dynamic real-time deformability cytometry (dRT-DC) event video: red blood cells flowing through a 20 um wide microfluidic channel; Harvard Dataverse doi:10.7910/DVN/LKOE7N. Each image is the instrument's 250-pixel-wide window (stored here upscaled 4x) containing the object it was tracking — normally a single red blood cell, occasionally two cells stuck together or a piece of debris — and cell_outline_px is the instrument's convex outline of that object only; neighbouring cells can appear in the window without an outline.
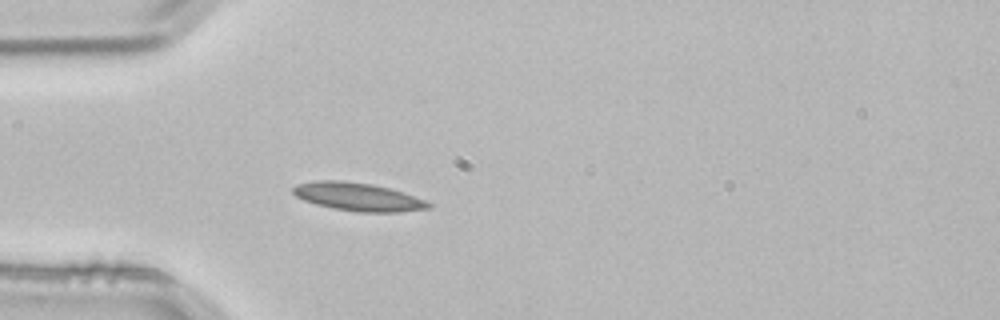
{"species": "common noctule bat (a hibernating species)", "species_latin": "Nyctalus noctula", "temperature_condition": "room temperature", "stored_images_in_passage": 2, "camera_frame_rate_fps": 3000, "um_per_image_px": 0.085, "animal": {"sex": "male", "body_mass_g": 21.5, "forearm_length_mm": 52.0}, "frame": {"image": 1, "passage_image": 2, "time_ms": 0.333, "image_size_px": [1000, 320], "cell_outline_px": [[432, 208], [400, 212], [360, 212], [332, 208], [316, 204], [304, 200], [296, 196], [292, 192], [292, 188], [296, 184], [316, 180], [344, 180], [372, 184], [388, 188], [424, 200], [432, 204]], "centroid_in_image_um": [30.39, 16.72], "position_along_channel_um": 54.6, "area_um2": 22.14}}